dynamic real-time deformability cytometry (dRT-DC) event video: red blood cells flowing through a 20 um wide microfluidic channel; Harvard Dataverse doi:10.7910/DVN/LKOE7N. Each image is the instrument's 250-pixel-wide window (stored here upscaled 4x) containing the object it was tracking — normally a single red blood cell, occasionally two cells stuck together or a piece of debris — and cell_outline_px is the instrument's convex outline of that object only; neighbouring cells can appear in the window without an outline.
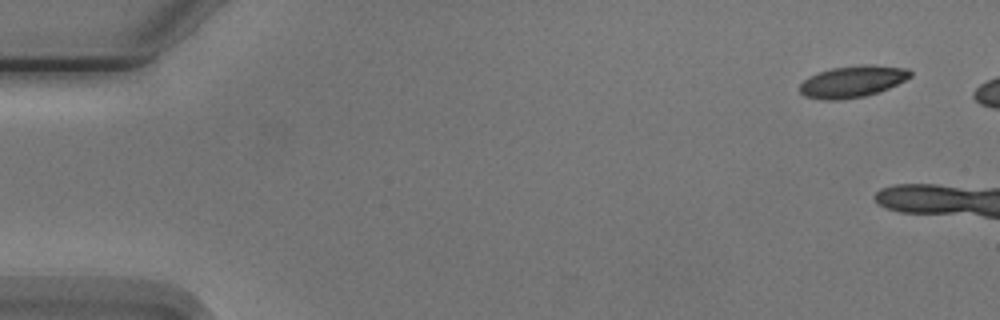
{"species": "Egyptian fruit bat (a non-hibernating species)", "species_latin": "Rousettus aegyptiacus", "temperature_condition": "cold", "stored_images_in_passage": 3, "camera_frame_rate_fps": 3000, "um_per_image_px": 0.085, "animal": {"sex": "male"}, "frame": {"image": 1, "passage_image": 1, "time_ms": 0.0, "image_size_px": [1000, 320], "cell_outline_px": [[912, 76], [888, 88], [864, 96], [840, 100], [824, 100], [804, 96], [800, 92], [800, 84], [808, 76], [832, 68], [860, 64], [872, 64], [908, 68], [912, 72]], "centroid_in_image_um": [72.46, 6.92], "position_along_channel_um": 12.5, "area_um2": 20.4}}